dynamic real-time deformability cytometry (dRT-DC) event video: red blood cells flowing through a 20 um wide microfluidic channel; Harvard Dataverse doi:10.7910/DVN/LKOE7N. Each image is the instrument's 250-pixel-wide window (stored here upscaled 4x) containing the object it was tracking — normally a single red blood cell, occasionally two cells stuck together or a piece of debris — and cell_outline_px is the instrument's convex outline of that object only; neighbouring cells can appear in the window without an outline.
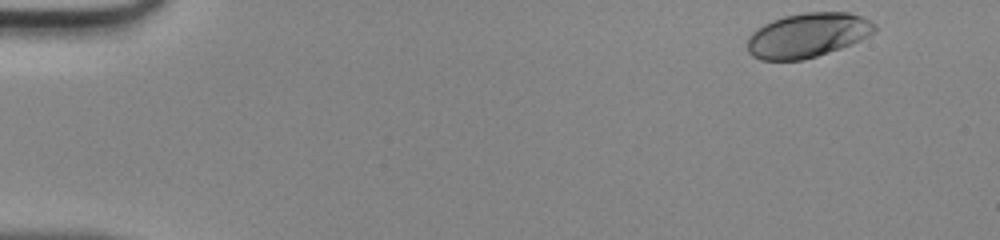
{"species": "human", "species_latin": "Homo sapiens", "temperature_condition": "room temperature", "stored_images_in_passage": 45, "camera_frame_rate_fps": 3000, "um_per_image_px": 0.085, "donor": {"sex": "male"}, "frame": {"image": 1, "passage_image": 1, "time_ms": 0.0, "image_size_px": [1000, 240], "cell_outline_px": [[876, 28], [868, 36], [860, 40], [840, 48], [804, 60], [760, 60], [752, 56], [748, 52], [748, 36], [752, 32], [764, 24], [772, 20], [784, 16], [804, 12], [848, 12], [860, 16], [876, 24]], "centroid_in_image_um": [68.61, 2.99], "position_along_channel_um": 16.4, "area_um2": 32.83}}
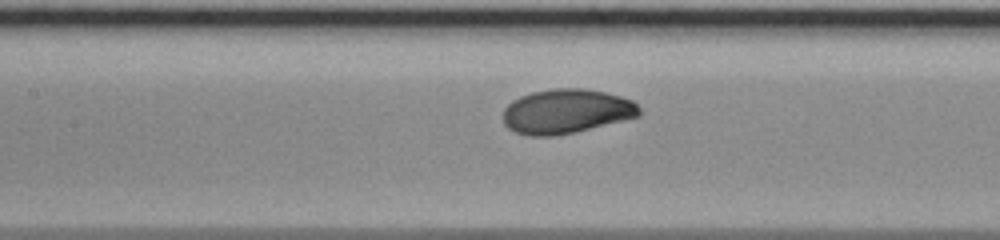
{"frame": {"image": 2, "passage_image": 20, "time_ms": 6.333, "image_size_px": [1000, 240], "cell_outline_px": [[640, 116], [576, 132], [556, 136], [528, 136], [516, 132], [508, 128], [504, 124], [504, 108], [512, 100], [520, 96], [532, 92], [556, 88], [584, 88], [604, 92], [620, 96], [632, 100], [640, 108]], "centroid_in_image_um": [48.13, 9.47], "position_along_channel_um": 159.3, "area_um2": 35.37}}
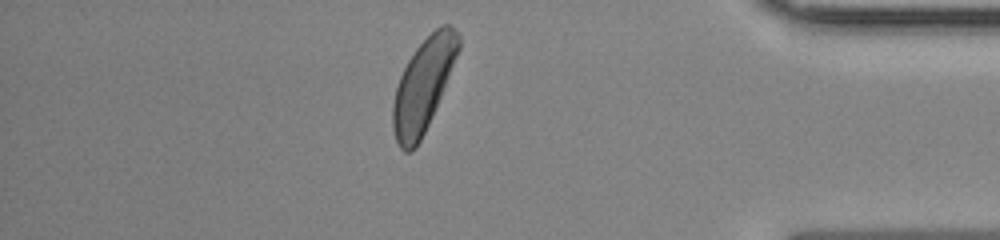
{"frame": {"image": 3, "passage_image": 39, "time_ms": 12.667, "image_size_px": [1000, 240], "cell_outline_px": [[460, 48], [432, 116], [416, 148], [412, 152], [404, 152], [400, 148], [396, 140], [392, 128], [392, 104], [396, 88], [400, 76], [408, 60], [416, 48], [440, 24], [448, 24], [460, 36]], "centroid_in_image_um": [35.95, 7.27], "position_along_channel_um": 399.2, "area_um2": 34.91}}